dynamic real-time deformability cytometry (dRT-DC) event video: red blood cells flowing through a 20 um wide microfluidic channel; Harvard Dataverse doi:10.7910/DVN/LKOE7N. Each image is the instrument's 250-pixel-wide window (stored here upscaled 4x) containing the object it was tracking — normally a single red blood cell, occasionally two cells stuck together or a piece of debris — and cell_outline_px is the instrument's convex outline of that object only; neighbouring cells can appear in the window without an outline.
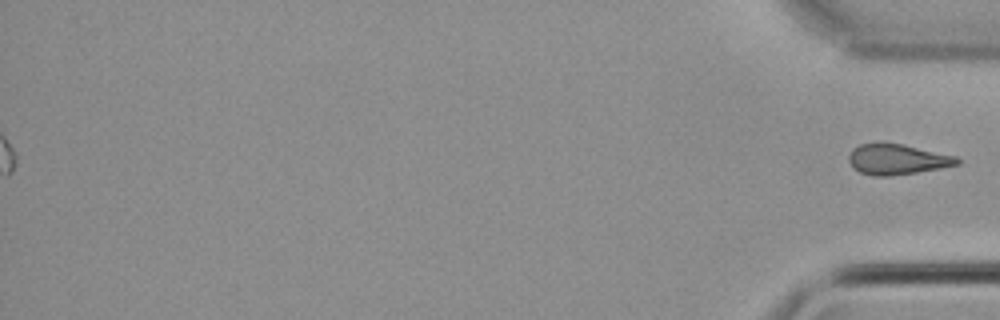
{"species": "common noctule bat (a hibernating species)", "species_latin": "Nyctalus noctula", "temperature_condition": "cold", "stored_images_in_passage": 56, "segment_of_instrument_passage": [2, 2], "camera_frame_rate_fps": 3000, "um_per_image_px": 0.085, "animal": {"sex": "male", "body_mass_g": 21.5, "forearm_length_mm": 52.0}, "frame": {"image": 1, "passage_image": 56, "time_ms": 18.333, "image_size_px": [1000, 320], "cell_outline_px": [[960, 164], [940, 168], [916, 172], [888, 176], [872, 176], [860, 172], [852, 168], [848, 160], [848, 156], [852, 148], [860, 144], [876, 140], [880, 140], [904, 144], [956, 156], [960, 160]], "centroid_in_image_um": [76.2, 13.5], "position_along_channel_um": 359.0, "area_um2": 19.83}}